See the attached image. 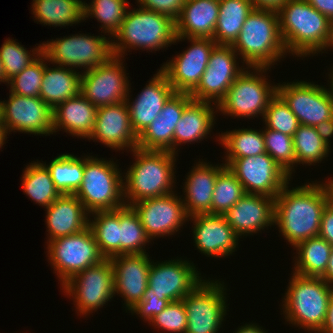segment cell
<instances>
[{
    "label": "cell",
    "instance_id": "9f6ffc18",
    "mask_svg": "<svg viewBox=\"0 0 333 333\" xmlns=\"http://www.w3.org/2000/svg\"><path fill=\"white\" fill-rule=\"evenodd\" d=\"M318 333H333V295L330 298L324 326Z\"/></svg>",
    "mask_w": 333,
    "mask_h": 333
},
{
    "label": "cell",
    "instance_id": "7bdbcfd3",
    "mask_svg": "<svg viewBox=\"0 0 333 333\" xmlns=\"http://www.w3.org/2000/svg\"><path fill=\"white\" fill-rule=\"evenodd\" d=\"M242 183L225 166L215 182L212 196V214L224 215L245 195Z\"/></svg>",
    "mask_w": 333,
    "mask_h": 333
},
{
    "label": "cell",
    "instance_id": "11a10c76",
    "mask_svg": "<svg viewBox=\"0 0 333 333\" xmlns=\"http://www.w3.org/2000/svg\"><path fill=\"white\" fill-rule=\"evenodd\" d=\"M254 9L278 10L287 0H250Z\"/></svg>",
    "mask_w": 333,
    "mask_h": 333
},
{
    "label": "cell",
    "instance_id": "836d02e7",
    "mask_svg": "<svg viewBox=\"0 0 333 333\" xmlns=\"http://www.w3.org/2000/svg\"><path fill=\"white\" fill-rule=\"evenodd\" d=\"M253 10L250 0H219V14L212 40L217 45H232Z\"/></svg>",
    "mask_w": 333,
    "mask_h": 333
},
{
    "label": "cell",
    "instance_id": "8d00e7d4",
    "mask_svg": "<svg viewBox=\"0 0 333 333\" xmlns=\"http://www.w3.org/2000/svg\"><path fill=\"white\" fill-rule=\"evenodd\" d=\"M37 161V162H36ZM26 165L22 174L23 192L38 205L47 208L61 194L55 188L50 171L40 161L36 160Z\"/></svg>",
    "mask_w": 333,
    "mask_h": 333
},
{
    "label": "cell",
    "instance_id": "bcb514c9",
    "mask_svg": "<svg viewBox=\"0 0 333 333\" xmlns=\"http://www.w3.org/2000/svg\"><path fill=\"white\" fill-rule=\"evenodd\" d=\"M48 59L42 53L22 72L8 81L9 92L25 97H39L40 88Z\"/></svg>",
    "mask_w": 333,
    "mask_h": 333
},
{
    "label": "cell",
    "instance_id": "603a6c76",
    "mask_svg": "<svg viewBox=\"0 0 333 333\" xmlns=\"http://www.w3.org/2000/svg\"><path fill=\"white\" fill-rule=\"evenodd\" d=\"M193 223L194 245L205 256L225 258L238 248L239 237L227 223L224 215L196 214L190 216Z\"/></svg>",
    "mask_w": 333,
    "mask_h": 333
},
{
    "label": "cell",
    "instance_id": "7dc6e473",
    "mask_svg": "<svg viewBox=\"0 0 333 333\" xmlns=\"http://www.w3.org/2000/svg\"><path fill=\"white\" fill-rule=\"evenodd\" d=\"M266 128L293 136L300 123L284 100L276 94L269 102L263 117Z\"/></svg>",
    "mask_w": 333,
    "mask_h": 333
},
{
    "label": "cell",
    "instance_id": "ba28073f",
    "mask_svg": "<svg viewBox=\"0 0 333 333\" xmlns=\"http://www.w3.org/2000/svg\"><path fill=\"white\" fill-rule=\"evenodd\" d=\"M269 69L246 67L218 103L217 111L224 116L254 119L260 115L263 119L270 100L277 94V85L266 78Z\"/></svg>",
    "mask_w": 333,
    "mask_h": 333
},
{
    "label": "cell",
    "instance_id": "d4e9b609",
    "mask_svg": "<svg viewBox=\"0 0 333 333\" xmlns=\"http://www.w3.org/2000/svg\"><path fill=\"white\" fill-rule=\"evenodd\" d=\"M274 215L275 198L246 193L224 214V217L236 235L241 238L273 226Z\"/></svg>",
    "mask_w": 333,
    "mask_h": 333
},
{
    "label": "cell",
    "instance_id": "b9f144b4",
    "mask_svg": "<svg viewBox=\"0 0 333 333\" xmlns=\"http://www.w3.org/2000/svg\"><path fill=\"white\" fill-rule=\"evenodd\" d=\"M128 0H92L84 3V21L91 17L101 23V33L113 37L121 27L129 8Z\"/></svg>",
    "mask_w": 333,
    "mask_h": 333
},
{
    "label": "cell",
    "instance_id": "30bf717a",
    "mask_svg": "<svg viewBox=\"0 0 333 333\" xmlns=\"http://www.w3.org/2000/svg\"><path fill=\"white\" fill-rule=\"evenodd\" d=\"M226 285L204 279L182 300L187 315L185 333H218L227 314Z\"/></svg>",
    "mask_w": 333,
    "mask_h": 333
},
{
    "label": "cell",
    "instance_id": "2e32d148",
    "mask_svg": "<svg viewBox=\"0 0 333 333\" xmlns=\"http://www.w3.org/2000/svg\"><path fill=\"white\" fill-rule=\"evenodd\" d=\"M227 167L242 183L247 194L275 198L292 179L267 153L234 159Z\"/></svg>",
    "mask_w": 333,
    "mask_h": 333
},
{
    "label": "cell",
    "instance_id": "e575fe53",
    "mask_svg": "<svg viewBox=\"0 0 333 333\" xmlns=\"http://www.w3.org/2000/svg\"><path fill=\"white\" fill-rule=\"evenodd\" d=\"M333 246L317 236L298 243L293 272L305 277H322L326 272Z\"/></svg>",
    "mask_w": 333,
    "mask_h": 333
},
{
    "label": "cell",
    "instance_id": "d6a6232c",
    "mask_svg": "<svg viewBox=\"0 0 333 333\" xmlns=\"http://www.w3.org/2000/svg\"><path fill=\"white\" fill-rule=\"evenodd\" d=\"M32 12L37 23L65 27L84 21L83 0H33Z\"/></svg>",
    "mask_w": 333,
    "mask_h": 333
},
{
    "label": "cell",
    "instance_id": "f907efd6",
    "mask_svg": "<svg viewBox=\"0 0 333 333\" xmlns=\"http://www.w3.org/2000/svg\"><path fill=\"white\" fill-rule=\"evenodd\" d=\"M170 301L168 299H159L156 296H144L143 300L138 302L129 311L135 315H138L140 319L148 323L157 314H159Z\"/></svg>",
    "mask_w": 333,
    "mask_h": 333
},
{
    "label": "cell",
    "instance_id": "4316f807",
    "mask_svg": "<svg viewBox=\"0 0 333 333\" xmlns=\"http://www.w3.org/2000/svg\"><path fill=\"white\" fill-rule=\"evenodd\" d=\"M212 165L200 160L185 177L182 200L189 217L196 214H212L215 182L218 173L226 166L224 163Z\"/></svg>",
    "mask_w": 333,
    "mask_h": 333
},
{
    "label": "cell",
    "instance_id": "52a82bcc",
    "mask_svg": "<svg viewBox=\"0 0 333 333\" xmlns=\"http://www.w3.org/2000/svg\"><path fill=\"white\" fill-rule=\"evenodd\" d=\"M121 172L113 160L85 156L83 181L74 194L89 213L125 205Z\"/></svg>",
    "mask_w": 333,
    "mask_h": 333
},
{
    "label": "cell",
    "instance_id": "94428289",
    "mask_svg": "<svg viewBox=\"0 0 333 333\" xmlns=\"http://www.w3.org/2000/svg\"><path fill=\"white\" fill-rule=\"evenodd\" d=\"M7 135L9 134L4 128V126H0V148H2L4 144H6V139L8 138L6 137Z\"/></svg>",
    "mask_w": 333,
    "mask_h": 333
},
{
    "label": "cell",
    "instance_id": "44dd1931",
    "mask_svg": "<svg viewBox=\"0 0 333 333\" xmlns=\"http://www.w3.org/2000/svg\"><path fill=\"white\" fill-rule=\"evenodd\" d=\"M148 253L121 254L110 258L114 273V293L124 300L129 311L143 300L148 286L152 259Z\"/></svg>",
    "mask_w": 333,
    "mask_h": 333
},
{
    "label": "cell",
    "instance_id": "9a60e30c",
    "mask_svg": "<svg viewBox=\"0 0 333 333\" xmlns=\"http://www.w3.org/2000/svg\"><path fill=\"white\" fill-rule=\"evenodd\" d=\"M177 258L151 262L144 296H156L170 302L182 300L204 280L205 276L201 277L193 262Z\"/></svg>",
    "mask_w": 333,
    "mask_h": 333
},
{
    "label": "cell",
    "instance_id": "8fae6325",
    "mask_svg": "<svg viewBox=\"0 0 333 333\" xmlns=\"http://www.w3.org/2000/svg\"><path fill=\"white\" fill-rule=\"evenodd\" d=\"M65 295L74 301L75 310L83 317L102 308L114 293V273L110 258L78 272L62 286Z\"/></svg>",
    "mask_w": 333,
    "mask_h": 333
},
{
    "label": "cell",
    "instance_id": "f546056e",
    "mask_svg": "<svg viewBox=\"0 0 333 333\" xmlns=\"http://www.w3.org/2000/svg\"><path fill=\"white\" fill-rule=\"evenodd\" d=\"M219 14V0H186L175 21L176 37L211 38Z\"/></svg>",
    "mask_w": 333,
    "mask_h": 333
},
{
    "label": "cell",
    "instance_id": "be15d7a7",
    "mask_svg": "<svg viewBox=\"0 0 333 333\" xmlns=\"http://www.w3.org/2000/svg\"><path fill=\"white\" fill-rule=\"evenodd\" d=\"M328 79H330V82H329L330 85H329V87H331V88H329V90H330L331 95L333 97V66H332L331 72H329V74H328Z\"/></svg>",
    "mask_w": 333,
    "mask_h": 333
},
{
    "label": "cell",
    "instance_id": "4fadbf2b",
    "mask_svg": "<svg viewBox=\"0 0 333 333\" xmlns=\"http://www.w3.org/2000/svg\"><path fill=\"white\" fill-rule=\"evenodd\" d=\"M122 57L112 55L105 63L82 72L80 93L96 108L126 100L131 83Z\"/></svg>",
    "mask_w": 333,
    "mask_h": 333
},
{
    "label": "cell",
    "instance_id": "7c38bea8",
    "mask_svg": "<svg viewBox=\"0 0 333 333\" xmlns=\"http://www.w3.org/2000/svg\"><path fill=\"white\" fill-rule=\"evenodd\" d=\"M47 255L62 286L71 277L105 259L90 227L47 243Z\"/></svg>",
    "mask_w": 333,
    "mask_h": 333
},
{
    "label": "cell",
    "instance_id": "d6986e66",
    "mask_svg": "<svg viewBox=\"0 0 333 333\" xmlns=\"http://www.w3.org/2000/svg\"><path fill=\"white\" fill-rule=\"evenodd\" d=\"M173 192L161 197L138 201L131 206L140 218L150 240L170 236L181 230L189 220L182 200L183 195Z\"/></svg>",
    "mask_w": 333,
    "mask_h": 333
},
{
    "label": "cell",
    "instance_id": "60d3db41",
    "mask_svg": "<svg viewBox=\"0 0 333 333\" xmlns=\"http://www.w3.org/2000/svg\"><path fill=\"white\" fill-rule=\"evenodd\" d=\"M120 255L147 253L145 246L151 240L147 237L140 218L132 206L119 208Z\"/></svg>",
    "mask_w": 333,
    "mask_h": 333
},
{
    "label": "cell",
    "instance_id": "f35d334b",
    "mask_svg": "<svg viewBox=\"0 0 333 333\" xmlns=\"http://www.w3.org/2000/svg\"><path fill=\"white\" fill-rule=\"evenodd\" d=\"M50 171L55 188L60 194H74L83 181L85 156L78 157L64 153L54 158L50 164L43 163Z\"/></svg>",
    "mask_w": 333,
    "mask_h": 333
},
{
    "label": "cell",
    "instance_id": "d590c367",
    "mask_svg": "<svg viewBox=\"0 0 333 333\" xmlns=\"http://www.w3.org/2000/svg\"><path fill=\"white\" fill-rule=\"evenodd\" d=\"M226 150L224 157L227 166L232 160L237 158L251 157L266 153L263 129L239 128L226 132H221L217 137Z\"/></svg>",
    "mask_w": 333,
    "mask_h": 333
},
{
    "label": "cell",
    "instance_id": "7a4b0ae2",
    "mask_svg": "<svg viewBox=\"0 0 333 333\" xmlns=\"http://www.w3.org/2000/svg\"><path fill=\"white\" fill-rule=\"evenodd\" d=\"M135 160L123 173V194L125 205L149 198L161 197L173 192L175 187L176 156L170 151H130Z\"/></svg>",
    "mask_w": 333,
    "mask_h": 333
},
{
    "label": "cell",
    "instance_id": "6f0895ef",
    "mask_svg": "<svg viewBox=\"0 0 333 333\" xmlns=\"http://www.w3.org/2000/svg\"><path fill=\"white\" fill-rule=\"evenodd\" d=\"M235 333H268L267 331L263 330V327L260 325H257V323H246L240 327L237 328Z\"/></svg>",
    "mask_w": 333,
    "mask_h": 333
},
{
    "label": "cell",
    "instance_id": "7402d4cb",
    "mask_svg": "<svg viewBox=\"0 0 333 333\" xmlns=\"http://www.w3.org/2000/svg\"><path fill=\"white\" fill-rule=\"evenodd\" d=\"M88 140L116 151L137 148L138 136L132 129L126 101L97 108L95 127Z\"/></svg>",
    "mask_w": 333,
    "mask_h": 333
},
{
    "label": "cell",
    "instance_id": "5bb4252c",
    "mask_svg": "<svg viewBox=\"0 0 333 333\" xmlns=\"http://www.w3.org/2000/svg\"><path fill=\"white\" fill-rule=\"evenodd\" d=\"M297 81V82H296ZM277 83V94L284 100L302 125L315 127L333 118V97L329 88L315 82Z\"/></svg>",
    "mask_w": 333,
    "mask_h": 333
},
{
    "label": "cell",
    "instance_id": "83f0119b",
    "mask_svg": "<svg viewBox=\"0 0 333 333\" xmlns=\"http://www.w3.org/2000/svg\"><path fill=\"white\" fill-rule=\"evenodd\" d=\"M46 210L48 240L73 235L89 227L90 213L75 194H61Z\"/></svg>",
    "mask_w": 333,
    "mask_h": 333
},
{
    "label": "cell",
    "instance_id": "6125c7cd",
    "mask_svg": "<svg viewBox=\"0 0 333 333\" xmlns=\"http://www.w3.org/2000/svg\"><path fill=\"white\" fill-rule=\"evenodd\" d=\"M2 83H5L6 85L8 84V81L6 80L5 78V70H4V65H3V62L0 58V84Z\"/></svg>",
    "mask_w": 333,
    "mask_h": 333
},
{
    "label": "cell",
    "instance_id": "1f68e13d",
    "mask_svg": "<svg viewBox=\"0 0 333 333\" xmlns=\"http://www.w3.org/2000/svg\"><path fill=\"white\" fill-rule=\"evenodd\" d=\"M45 65L39 97L52 109L58 104L80 94L82 72L60 67Z\"/></svg>",
    "mask_w": 333,
    "mask_h": 333
},
{
    "label": "cell",
    "instance_id": "ffe728a7",
    "mask_svg": "<svg viewBox=\"0 0 333 333\" xmlns=\"http://www.w3.org/2000/svg\"><path fill=\"white\" fill-rule=\"evenodd\" d=\"M3 126L11 132L34 135L53 134V109L40 97H25L9 93L2 101Z\"/></svg>",
    "mask_w": 333,
    "mask_h": 333
},
{
    "label": "cell",
    "instance_id": "6da1fadb",
    "mask_svg": "<svg viewBox=\"0 0 333 333\" xmlns=\"http://www.w3.org/2000/svg\"><path fill=\"white\" fill-rule=\"evenodd\" d=\"M330 178L292 189L288 182L275 197L274 226L291 247L319 235L323 210L332 200L333 178Z\"/></svg>",
    "mask_w": 333,
    "mask_h": 333
},
{
    "label": "cell",
    "instance_id": "74e56055",
    "mask_svg": "<svg viewBox=\"0 0 333 333\" xmlns=\"http://www.w3.org/2000/svg\"><path fill=\"white\" fill-rule=\"evenodd\" d=\"M92 215V216H91ZM91 228L101 254L105 258L120 255L119 208L115 210L95 211L90 213Z\"/></svg>",
    "mask_w": 333,
    "mask_h": 333
},
{
    "label": "cell",
    "instance_id": "ab89813d",
    "mask_svg": "<svg viewBox=\"0 0 333 333\" xmlns=\"http://www.w3.org/2000/svg\"><path fill=\"white\" fill-rule=\"evenodd\" d=\"M293 138L295 150V166L316 165L331 153L330 147L317 133L315 127L300 124L295 131ZM297 164V165H296Z\"/></svg>",
    "mask_w": 333,
    "mask_h": 333
},
{
    "label": "cell",
    "instance_id": "c3c4849f",
    "mask_svg": "<svg viewBox=\"0 0 333 333\" xmlns=\"http://www.w3.org/2000/svg\"><path fill=\"white\" fill-rule=\"evenodd\" d=\"M149 325L169 333H185L187 315L183 300L171 301L159 314L155 315Z\"/></svg>",
    "mask_w": 333,
    "mask_h": 333
},
{
    "label": "cell",
    "instance_id": "f5cc1de1",
    "mask_svg": "<svg viewBox=\"0 0 333 333\" xmlns=\"http://www.w3.org/2000/svg\"><path fill=\"white\" fill-rule=\"evenodd\" d=\"M318 12L333 20V0H306Z\"/></svg>",
    "mask_w": 333,
    "mask_h": 333
},
{
    "label": "cell",
    "instance_id": "f6af8a7d",
    "mask_svg": "<svg viewBox=\"0 0 333 333\" xmlns=\"http://www.w3.org/2000/svg\"><path fill=\"white\" fill-rule=\"evenodd\" d=\"M266 153L291 177L295 172V150L292 136L262 127ZM294 171V172H293Z\"/></svg>",
    "mask_w": 333,
    "mask_h": 333
},
{
    "label": "cell",
    "instance_id": "5b68a950",
    "mask_svg": "<svg viewBox=\"0 0 333 333\" xmlns=\"http://www.w3.org/2000/svg\"><path fill=\"white\" fill-rule=\"evenodd\" d=\"M175 38L176 24L169 16L141 7L128 9L120 29L112 38L116 40H112V53L124 60L130 49L158 51L176 45Z\"/></svg>",
    "mask_w": 333,
    "mask_h": 333
},
{
    "label": "cell",
    "instance_id": "4dcf8cb0",
    "mask_svg": "<svg viewBox=\"0 0 333 333\" xmlns=\"http://www.w3.org/2000/svg\"><path fill=\"white\" fill-rule=\"evenodd\" d=\"M215 112H217V105L211 102L192 100L184 108L182 117L174 130V154H178L177 147L181 144L188 145L207 138L216 124L215 114L217 113Z\"/></svg>",
    "mask_w": 333,
    "mask_h": 333
},
{
    "label": "cell",
    "instance_id": "681fc988",
    "mask_svg": "<svg viewBox=\"0 0 333 333\" xmlns=\"http://www.w3.org/2000/svg\"><path fill=\"white\" fill-rule=\"evenodd\" d=\"M186 0H136L138 7L165 14L176 21Z\"/></svg>",
    "mask_w": 333,
    "mask_h": 333
},
{
    "label": "cell",
    "instance_id": "cb8c5ba5",
    "mask_svg": "<svg viewBox=\"0 0 333 333\" xmlns=\"http://www.w3.org/2000/svg\"><path fill=\"white\" fill-rule=\"evenodd\" d=\"M189 93L174 92L160 114L138 136L137 148L174 153V130L184 108L192 101Z\"/></svg>",
    "mask_w": 333,
    "mask_h": 333
},
{
    "label": "cell",
    "instance_id": "3957f363",
    "mask_svg": "<svg viewBox=\"0 0 333 333\" xmlns=\"http://www.w3.org/2000/svg\"><path fill=\"white\" fill-rule=\"evenodd\" d=\"M231 46L246 67L271 68L277 65L281 58L288 55L280 33L278 12L254 9Z\"/></svg>",
    "mask_w": 333,
    "mask_h": 333
},
{
    "label": "cell",
    "instance_id": "ac0fdd59",
    "mask_svg": "<svg viewBox=\"0 0 333 333\" xmlns=\"http://www.w3.org/2000/svg\"><path fill=\"white\" fill-rule=\"evenodd\" d=\"M238 54L231 45H216L197 87L190 93L195 101L216 105L225 97L237 77L246 69L240 67ZM243 67V68H242Z\"/></svg>",
    "mask_w": 333,
    "mask_h": 333
},
{
    "label": "cell",
    "instance_id": "484cf974",
    "mask_svg": "<svg viewBox=\"0 0 333 333\" xmlns=\"http://www.w3.org/2000/svg\"><path fill=\"white\" fill-rule=\"evenodd\" d=\"M157 70L135 100L131 102L130 93L125 100L129 108L132 129L137 136L160 114L164 103L175 92L166 75L160 69Z\"/></svg>",
    "mask_w": 333,
    "mask_h": 333
},
{
    "label": "cell",
    "instance_id": "e7e4bbea",
    "mask_svg": "<svg viewBox=\"0 0 333 333\" xmlns=\"http://www.w3.org/2000/svg\"><path fill=\"white\" fill-rule=\"evenodd\" d=\"M0 126H3V110H2V101H0Z\"/></svg>",
    "mask_w": 333,
    "mask_h": 333
},
{
    "label": "cell",
    "instance_id": "ee69618b",
    "mask_svg": "<svg viewBox=\"0 0 333 333\" xmlns=\"http://www.w3.org/2000/svg\"><path fill=\"white\" fill-rule=\"evenodd\" d=\"M41 54L42 43L29 52L19 42L7 38L0 47V58L4 65L6 80L9 81L18 75Z\"/></svg>",
    "mask_w": 333,
    "mask_h": 333
},
{
    "label": "cell",
    "instance_id": "db71d44e",
    "mask_svg": "<svg viewBox=\"0 0 333 333\" xmlns=\"http://www.w3.org/2000/svg\"><path fill=\"white\" fill-rule=\"evenodd\" d=\"M317 133L323 139V141L331 147V137L333 136V118L322 121L315 126Z\"/></svg>",
    "mask_w": 333,
    "mask_h": 333
},
{
    "label": "cell",
    "instance_id": "9c48e42d",
    "mask_svg": "<svg viewBox=\"0 0 333 333\" xmlns=\"http://www.w3.org/2000/svg\"><path fill=\"white\" fill-rule=\"evenodd\" d=\"M93 35V36H92ZM75 34L42 42V53L51 64L77 70L94 69L112 55V39L94 34ZM111 39V40H110Z\"/></svg>",
    "mask_w": 333,
    "mask_h": 333
},
{
    "label": "cell",
    "instance_id": "8992f818",
    "mask_svg": "<svg viewBox=\"0 0 333 333\" xmlns=\"http://www.w3.org/2000/svg\"><path fill=\"white\" fill-rule=\"evenodd\" d=\"M288 283L282 300L285 321L309 333H318L326 320L333 287L321 277H305L295 273Z\"/></svg>",
    "mask_w": 333,
    "mask_h": 333
},
{
    "label": "cell",
    "instance_id": "277c9868",
    "mask_svg": "<svg viewBox=\"0 0 333 333\" xmlns=\"http://www.w3.org/2000/svg\"><path fill=\"white\" fill-rule=\"evenodd\" d=\"M280 33L288 55L309 57L321 53L330 20L306 0H287L278 10Z\"/></svg>",
    "mask_w": 333,
    "mask_h": 333
},
{
    "label": "cell",
    "instance_id": "680465c9",
    "mask_svg": "<svg viewBox=\"0 0 333 333\" xmlns=\"http://www.w3.org/2000/svg\"><path fill=\"white\" fill-rule=\"evenodd\" d=\"M328 285L333 287V248L330 254V259L326 268V272L321 277Z\"/></svg>",
    "mask_w": 333,
    "mask_h": 333
},
{
    "label": "cell",
    "instance_id": "e0dca14e",
    "mask_svg": "<svg viewBox=\"0 0 333 333\" xmlns=\"http://www.w3.org/2000/svg\"><path fill=\"white\" fill-rule=\"evenodd\" d=\"M188 40L190 46L166 61L160 70L166 75L175 92L191 93L199 84L209 62V56L217 45L211 38L176 37L175 42Z\"/></svg>",
    "mask_w": 333,
    "mask_h": 333
},
{
    "label": "cell",
    "instance_id": "91938a15",
    "mask_svg": "<svg viewBox=\"0 0 333 333\" xmlns=\"http://www.w3.org/2000/svg\"><path fill=\"white\" fill-rule=\"evenodd\" d=\"M329 47L333 49V20L330 21L328 39L321 52L324 53L327 49H331Z\"/></svg>",
    "mask_w": 333,
    "mask_h": 333
},
{
    "label": "cell",
    "instance_id": "816d5d0a",
    "mask_svg": "<svg viewBox=\"0 0 333 333\" xmlns=\"http://www.w3.org/2000/svg\"><path fill=\"white\" fill-rule=\"evenodd\" d=\"M318 236L333 246V199L323 210Z\"/></svg>",
    "mask_w": 333,
    "mask_h": 333
},
{
    "label": "cell",
    "instance_id": "f1b7e54d",
    "mask_svg": "<svg viewBox=\"0 0 333 333\" xmlns=\"http://www.w3.org/2000/svg\"><path fill=\"white\" fill-rule=\"evenodd\" d=\"M52 111L53 133L62 129L71 136L83 139L92 134L97 108L81 93L58 104Z\"/></svg>",
    "mask_w": 333,
    "mask_h": 333
}]
</instances>
